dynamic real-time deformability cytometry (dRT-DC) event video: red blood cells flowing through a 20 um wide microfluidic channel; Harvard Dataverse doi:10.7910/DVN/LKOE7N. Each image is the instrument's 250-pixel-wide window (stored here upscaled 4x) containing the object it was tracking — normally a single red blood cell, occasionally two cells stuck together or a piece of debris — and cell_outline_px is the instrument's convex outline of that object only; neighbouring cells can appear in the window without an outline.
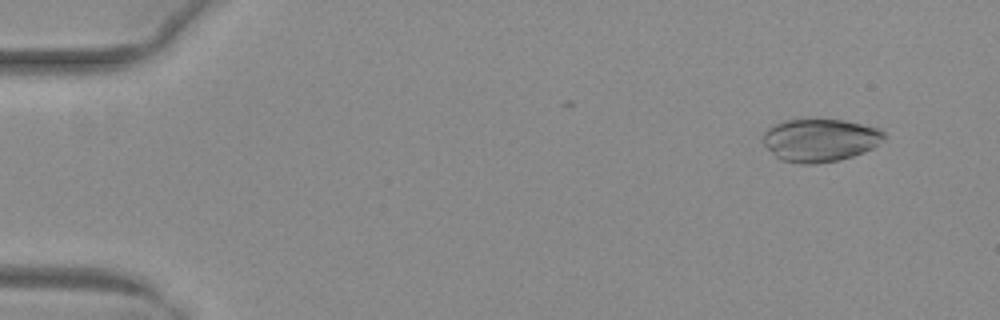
{"species": "common noctule bat (a hibernating species)", "species_latin": "Nyctalus noctula", "temperature_condition": "warm", "stored_images_in_passage": 47, "camera_frame_rate_fps": 3000, "um_per_image_px": 0.085, "animal": {"sex": "female", "body_mass_g": 29.2, "forearm_length_mm": 56.3}, "frame": {"image": 1, "passage_image": 5, "time_ms": 1.333, "image_size_px": [1000, 320], "cell_outline_px": [[884, 136], [872, 148], [864, 152], [840, 160], [816, 164], [800, 164], [780, 160], [764, 144], [764, 132], [772, 124], [784, 120], [844, 120], [880, 128], [884, 132]], "centroid_in_image_um": [69.68, 11.92], "position_along_channel_um": 15.3, "area_um2": 30.06}}
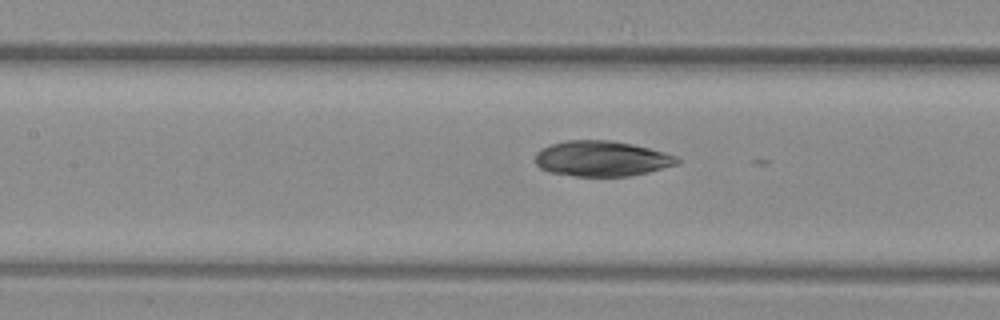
{"frame": {"image": 2, "passage_image": 25, "time_ms": 8.0, "image_size_px": [1000, 320], "cell_outline_px": [[680, 164], [648, 172], [628, 176], [576, 176], [548, 172], [540, 168], [536, 164], [536, 152], [540, 148], [552, 144], [568, 140], [612, 140], [632, 144], [664, 152], [676, 156], [680, 160]], "centroid_in_image_um": [51.14, 13.48], "position_along_channel_um": 156.3, "area_um2": 29.36}}
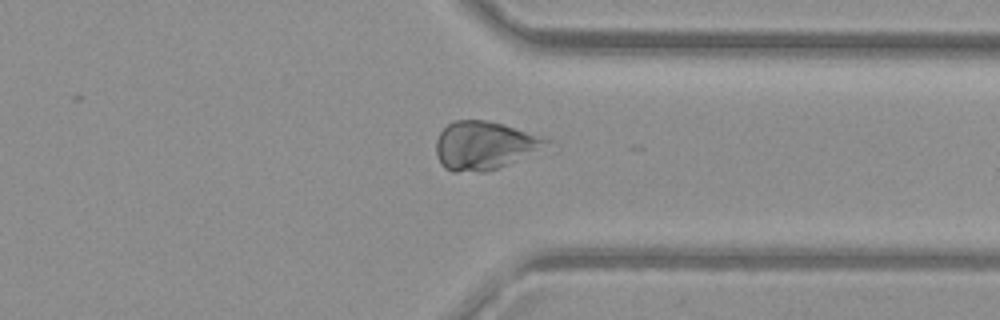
{"frame": {"image": 3, "passage_image": 41, "time_ms": 13.333, "image_size_px": [1000, 320], "cell_outline_px": [[552, 140], [508, 164], [500, 168], [484, 172], [452, 172], [444, 168], [440, 164], [436, 156], [436, 140], [440, 132], [452, 120], [488, 120], [504, 124]], "centroid_in_image_um": [41.05, 12.36], "position_along_channel_um": 370.4, "area_um2": 30.63}}